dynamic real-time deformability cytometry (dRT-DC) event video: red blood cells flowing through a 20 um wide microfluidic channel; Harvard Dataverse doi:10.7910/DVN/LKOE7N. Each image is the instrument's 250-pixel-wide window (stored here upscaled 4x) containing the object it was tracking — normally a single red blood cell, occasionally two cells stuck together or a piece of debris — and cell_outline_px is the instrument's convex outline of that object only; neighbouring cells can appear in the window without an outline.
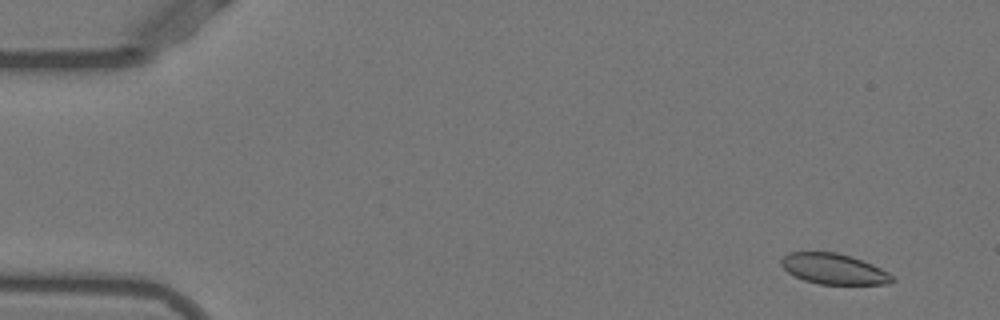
{"species": "Egyptian fruit bat (a non-hibernating species)", "species_latin": "Rousettus aegyptiacus", "temperature_condition": "warm", "stored_images_in_passage": 53, "camera_frame_rate_fps": 3000, "um_per_image_px": 0.085, "animal": {"sex": "female"}, "frame": {"image": 1, "passage_image": 4, "time_ms": 1.0, "image_size_px": [1000, 320], "cell_outline_px": [[896, 280], [892, 284], [820, 284], [804, 280], [788, 272], [780, 264], [780, 260], [788, 252], [836, 252], [872, 264], [888, 272]], "centroid_in_image_um": [70.88, 22.86], "position_along_channel_um": 14.1, "area_um2": 19.65}}
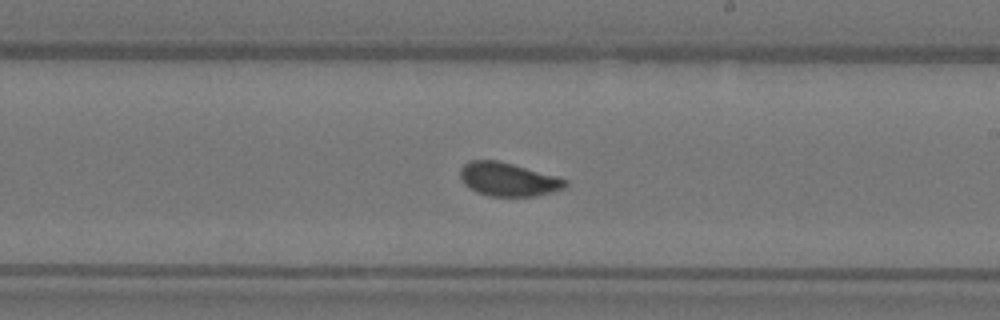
{"frame": {"image": 2, "passage_image": 31, "time_ms": 10.0, "image_size_px": [1000, 320], "cell_outline_px": [[568, 184], [564, 188], [552, 192], [536, 196], [492, 196], [476, 192], [468, 188], [464, 184], [460, 176], [460, 168], [464, 164], [472, 160], [500, 160], [556, 176], [568, 180]], "centroid_in_image_um": [43.19, 15.24], "position_along_channel_um": 245.8, "area_um2": 20.63}}
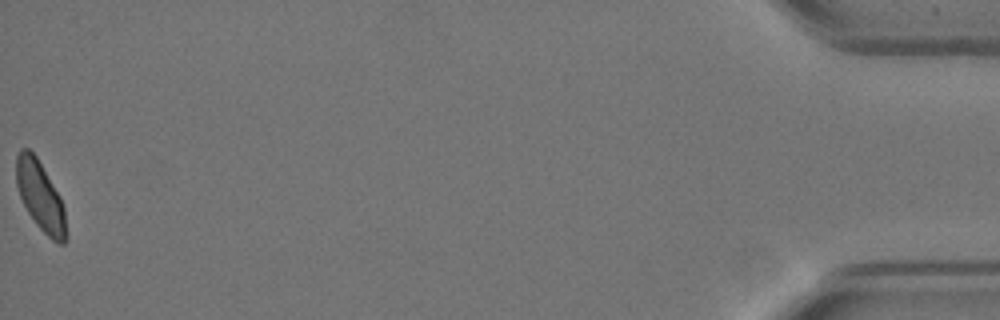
{"frame": {"image": 3, "passage_image": 53, "time_ms": 17.333, "image_size_px": [1000, 320], "cell_outline_px": [[68, 236], [64, 244], [60, 244], [52, 240], [36, 224], [28, 212], [20, 196], [16, 184], [16, 156], [20, 148], [28, 148], [36, 156], [60, 196], [64, 208]], "centroid_in_image_um": [3.44, 16.69], "position_along_channel_um": 431.8, "area_um2": 20.17}, "authors_computed_cell_mechanics": {"area_um2": 20.6346, "velocity_mm_per_s": 3.8691, "shape_relaxation_time_tau1_ms": 3.9413, "shape_relaxation_time_tau2_ms": null, "deformation_change_tau1": 0.1104, "deformation_change_tau2": null}}